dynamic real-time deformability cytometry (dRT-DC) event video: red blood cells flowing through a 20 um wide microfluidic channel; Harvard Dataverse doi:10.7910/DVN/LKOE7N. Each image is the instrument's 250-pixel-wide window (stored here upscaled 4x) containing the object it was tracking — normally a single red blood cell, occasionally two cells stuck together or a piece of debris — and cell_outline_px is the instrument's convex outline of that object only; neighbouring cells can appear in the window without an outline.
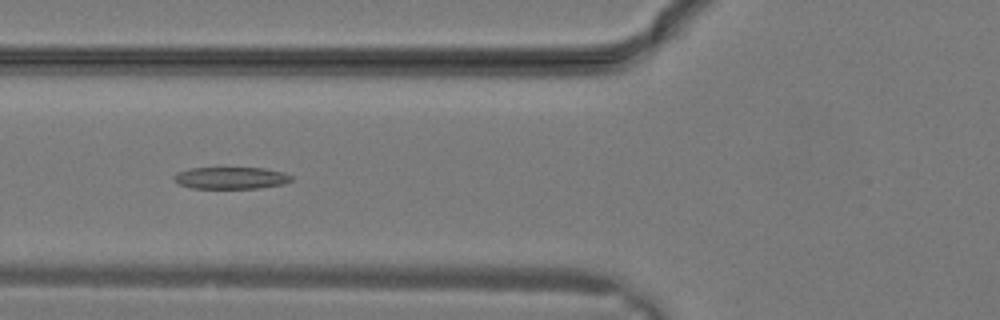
{"species": "common noctule bat (a hibernating species)", "species_latin": "Nyctalus noctula", "temperature_condition": "warm", "stored_images_in_passage": 29, "camera_frame_rate_fps": 3000, "um_per_image_px": 0.085, "animal": {"sex": "male", "body_mass_g": 19.2, "forearm_length_mm": 51.8}, "frame": {"image": 1, "passage_image": 10, "time_ms": 3.0, "image_size_px": [1000, 320], "cell_outline_px": [[292, 180], [284, 184], [260, 188], [192, 188], [180, 184], [172, 180], [172, 176], [176, 172], [192, 168], [264, 168], [284, 172], [292, 176]], "centroid_in_image_um": [19.62, 15.12], "position_along_channel_um": 106.2, "area_um2": 15.09}}
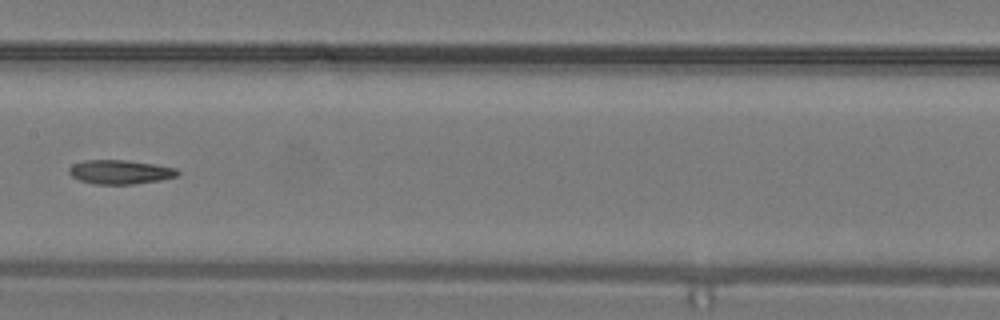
{"frame": {"image": 2, "passage_image": 14, "time_ms": 4.333, "image_size_px": [1000, 320], "cell_outline_px": [[180, 172], [176, 176], [160, 180], [132, 184], [92, 184], [80, 180], [72, 176], [68, 172], [68, 168], [72, 164], [84, 160], [128, 160], [156, 164], [176, 168]], "centroid_in_image_um": [10.19, 14.61], "position_along_channel_um": 197.2, "area_um2": 15.32}}
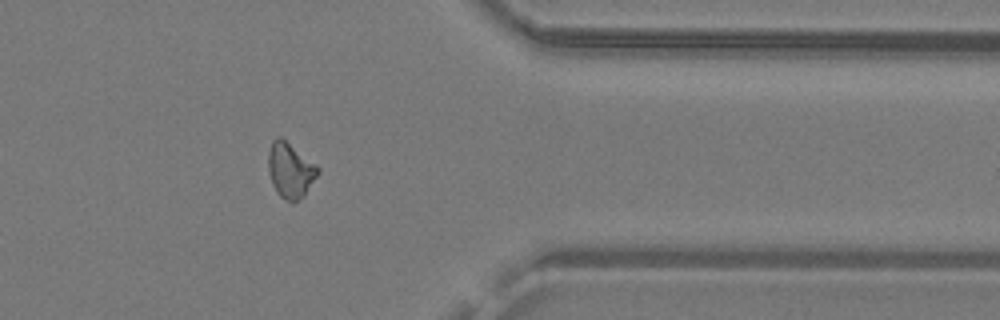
{"frame": {"image": 3, "passage_image": 23, "time_ms": 7.333, "image_size_px": [1000, 320], "cell_outline_px": [[320, 172], [304, 196], [296, 200], [284, 200], [276, 192], [272, 184], [268, 172], [268, 152], [272, 140], [276, 136], [280, 136], [316, 164], [320, 168]], "centroid_in_image_um": [24.67, 14.45], "position_along_channel_um": 386.7, "area_um2": 16.01}}